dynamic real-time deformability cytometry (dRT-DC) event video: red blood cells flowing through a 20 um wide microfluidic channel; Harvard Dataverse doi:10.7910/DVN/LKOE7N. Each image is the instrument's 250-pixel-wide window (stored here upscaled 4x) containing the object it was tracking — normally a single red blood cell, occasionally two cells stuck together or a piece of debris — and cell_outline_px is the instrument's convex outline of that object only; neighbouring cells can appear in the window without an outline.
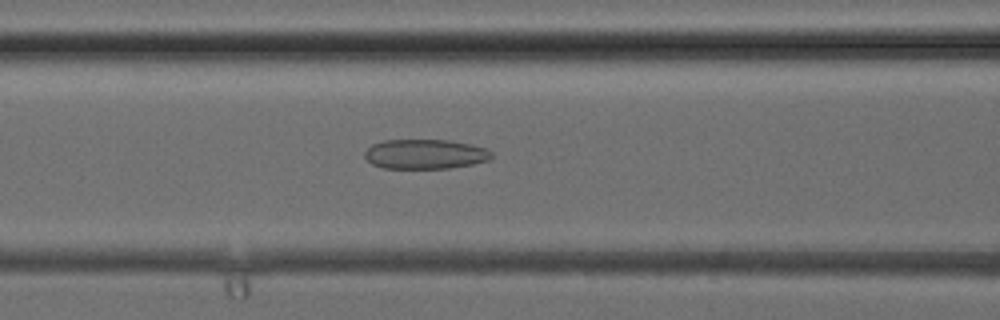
{"species": "common noctule bat (a hibernating species)", "species_latin": "Nyctalus noctula", "temperature_condition": "cold", "stored_images_in_passage": 38, "camera_frame_rate_fps": 3000, "um_per_image_px": 0.085, "animal": {"sex": "female", "body_mass_g": 24.6, "forearm_length_mm": 56.2}, "frame": {"image": 1, "passage_image": 16, "time_ms": 5.0, "image_size_px": [1000, 320], "cell_outline_px": [[492, 156], [488, 160], [472, 164], [448, 168], [384, 168], [372, 164], [364, 156], [364, 152], [372, 144], [384, 140], [448, 140], [472, 144], [488, 148], [492, 152]], "centroid_in_image_um": [36.15, 13.09], "position_along_channel_um": 130.5, "area_um2": 21.96}}
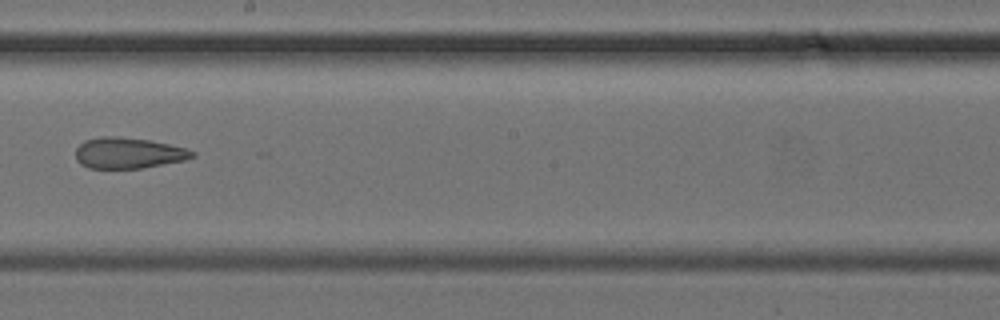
{"frame": {"image": 2, "passage_image": 22, "time_ms": 7.0, "image_size_px": [1000, 320], "cell_outline_px": [[196, 156], [184, 160], [144, 168], [88, 168], [80, 164], [76, 160], [76, 148], [84, 140], [100, 136], [116, 136], [148, 140], [168, 144], [184, 148], [196, 152]], "centroid_in_image_um": [10.88, 13.01], "position_along_channel_um": 237.3, "area_um2": 21.04}}
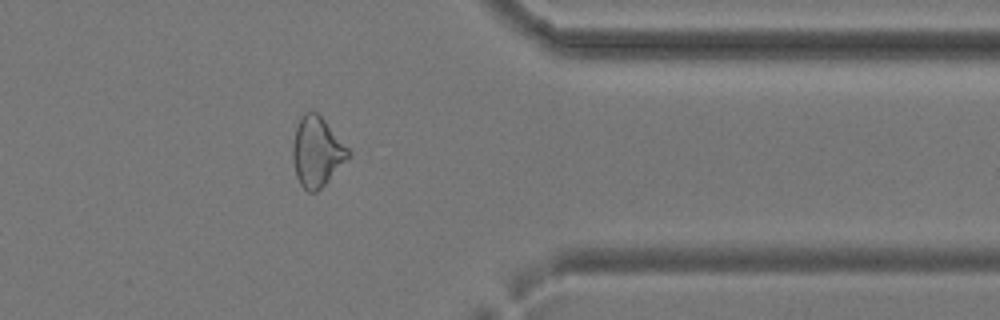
{"frame": {"image": 3, "passage_image": 31, "time_ms": 10.0, "image_size_px": [1000, 320], "cell_outline_px": [[352, 156], [316, 192], [308, 192], [300, 184], [296, 176], [292, 160], [292, 144], [296, 128], [300, 116], [304, 112], [316, 112], [324, 120], [352, 152]], "centroid_in_image_um": [26.93, 12.91], "position_along_channel_um": 384.5, "area_um2": 22.6}}